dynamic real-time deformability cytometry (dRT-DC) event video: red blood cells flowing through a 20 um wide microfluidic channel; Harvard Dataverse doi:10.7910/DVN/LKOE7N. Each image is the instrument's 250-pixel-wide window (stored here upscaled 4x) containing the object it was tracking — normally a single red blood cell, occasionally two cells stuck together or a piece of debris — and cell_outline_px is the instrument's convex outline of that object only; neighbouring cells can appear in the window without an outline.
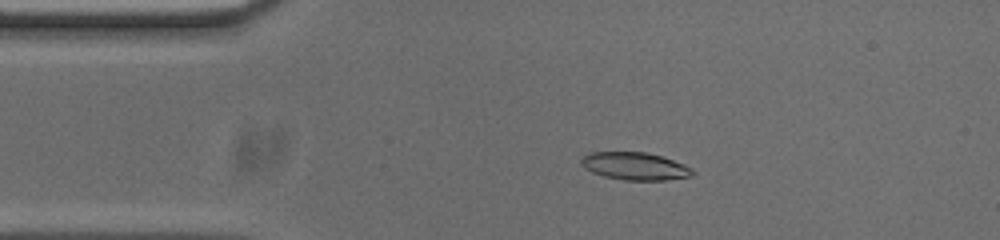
{"species": "common noctule bat (a hibernating species)", "species_latin": "Nyctalus noctula", "temperature_condition": "cold", "stored_images_in_passage": 54, "camera_frame_rate_fps": 3000, "um_per_image_px": 0.085, "animal": {"sex": "male", "body_mass_g": 20.0, "forearm_length_mm": 53.3}, "frame": {"image": 1, "passage_image": 10, "time_ms": 3.0, "image_size_px": [1000, 240], "cell_outline_px": [[696, 172], [692, 176], [664, 180], [624, 180], [604, 176], [592, 172], [584, 168], [580, 164], [580, 160], [584, 156], [592, 152], [648, 152], [684, 164], [692, 168]], "centroid_in_image_um": [53.97, 14.12], "position_along_channel_um": 31.0, "area_um2": 17.92}}
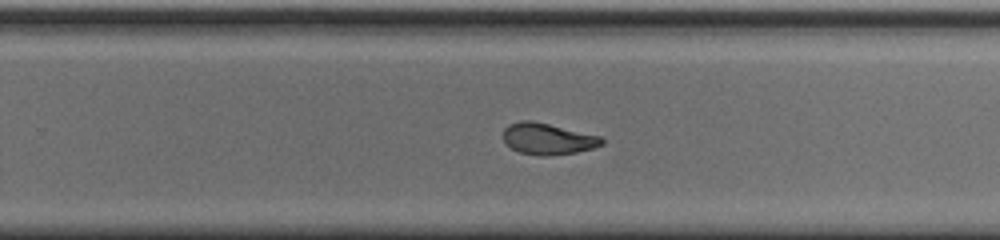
{"frame": {"image": 2, "passage_image": 33, "time_ms": 10.667, "image_size_px": [1000, 240], "cell_outline_px": [[604, 144], [592, 148], [576, 152], [544, 156], [540, 156], [520, 152], [512, 148], [504, 140], [504, 128], [508, 124], [520, 120], [532, 120], [600, 136], [604, 140]], "centroid_in_image_um": [46.55, 11.79], "position_along_channel_um": 283.2, "area_um2": 17.86}}
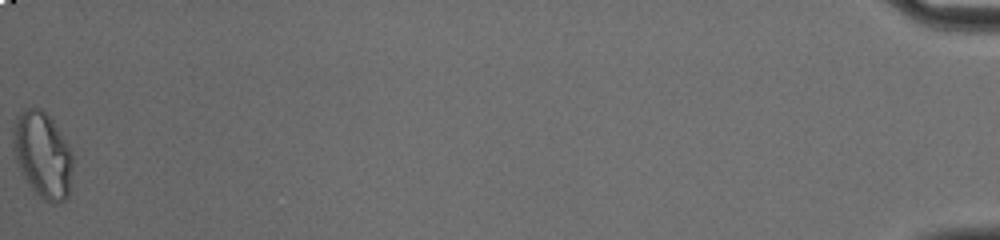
{"frame": {"image": 3, "passage_image": 54, "time_ms": 17.667, "image_size_px": [1000, 240], "cell_outline_px": [[72, 168], [68, 196], [60, 204], [52, 204], [44, 200], [28, 184], [16, 160], [12, 140], [12, 132], [16, 116], [24, 108], [32, 104], [40, 108], [52, 120], [68, 144], [72, 152]], "centroid_in_image_um": [3.61, 13.13], "position_along_channel_um": 431.6, "area_um2": 30.0}, "authors_computed_cell_mechanics": {"area_um2": 18.496, "velocity_mm_per_s": 3.7284, "shape_relaxation_time_tau1_ms": 6.4185, "shape_relaxation_time_tau2_ms": 2.5082, "deformation_change_tau1": 0.2024, "deformation_change_tau2": 0.0846}}